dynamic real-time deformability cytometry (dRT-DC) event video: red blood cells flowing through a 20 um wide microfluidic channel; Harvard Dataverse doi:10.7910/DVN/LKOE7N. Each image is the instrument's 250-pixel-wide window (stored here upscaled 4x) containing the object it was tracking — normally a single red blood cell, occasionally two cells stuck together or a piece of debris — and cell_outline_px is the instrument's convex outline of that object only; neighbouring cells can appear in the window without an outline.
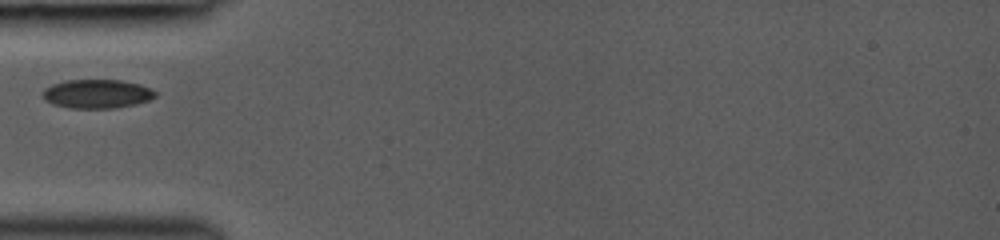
{"species": "common noctule bat (a hibernating species)", "species_latin": "Nyctalus noctula", "temperature_condition": "room temperature", "stored_images_in_passage": 20, "camera_frame_rate_fps": 3000, "um_per_image_px": 0.085, "animal": {"sex": "female", "body_mass_g": 19.0, "forearm_length_mm": 53.3}, "frame": {"image": 1, "passage_image": 1, "time_ms": 0.0, "image_size_px": [1000, 240], "cell_outline_px": [[156, 96], [148, 100], [136, 104], [116, 108], [68, 108], [52, 104], [44, 100], [44, 88], [52, 84], [64, 80], [124, 80], [140, 84], [156, 92]], "centroid_in_image_um": [8.23, 7.98], "position_along_channel_um": 76.8, "area_um2": 19.02}}